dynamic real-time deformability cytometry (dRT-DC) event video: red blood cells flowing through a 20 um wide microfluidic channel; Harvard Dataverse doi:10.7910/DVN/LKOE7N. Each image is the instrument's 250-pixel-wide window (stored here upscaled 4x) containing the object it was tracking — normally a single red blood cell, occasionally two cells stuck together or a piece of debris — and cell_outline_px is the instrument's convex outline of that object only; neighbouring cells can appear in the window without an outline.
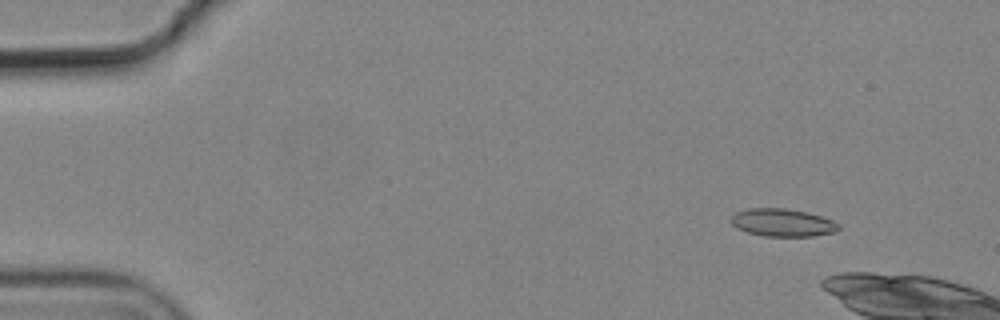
{"species": "common noctule bat (a hibernating species)", "species_latin": "Nyctalus noctula", "temperature_condition": "cold", "stored_images_in_passage": 4, "camera_frame_rate_fps": 3000, "um_per_image_px": 0.085, "animal": {"sex": "male", "body_mass_g": 19.2, "forearm_length_mm": 51.8}, "frame": {"image": 1, "passage_image": 2, "time_ms": 0.333, "image_size_px": [1000, 320], "cell_outline_px": [[840, 228], [836, 232], [812, 236], [764, 236], [748, 232], [736, 228], [728, 220], [736, 212], [748, 208], [784, 208], [808, 212], [832, 220], [840, 224]], "centroid_in_image_um": [66.51, 18.92], "position_along_channel_um": 18.5, "area_um2": 17.51}}